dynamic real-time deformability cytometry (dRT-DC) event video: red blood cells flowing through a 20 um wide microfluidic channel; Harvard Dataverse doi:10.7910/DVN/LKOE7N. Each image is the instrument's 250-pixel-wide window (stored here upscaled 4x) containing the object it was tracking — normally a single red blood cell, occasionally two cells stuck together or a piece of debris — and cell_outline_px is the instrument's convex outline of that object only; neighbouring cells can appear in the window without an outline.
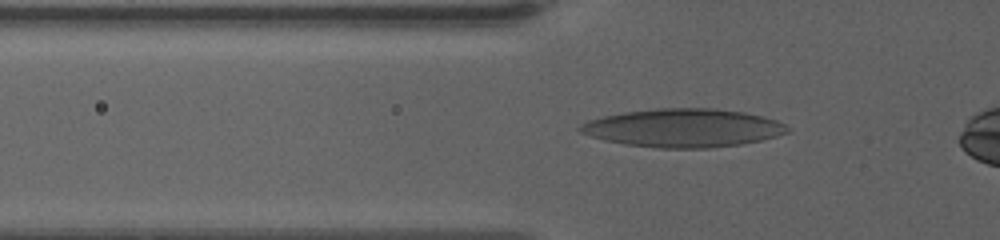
{"species": "human", "species_latin": "Homo sapiens", "temperature_condition": "warm", "stored_images_in_passage": 42, "camera_frame_rate_fps": 3000, "um_per_image_px": 0.085, "donor": {"sex": "female"}, "frame": {"image": 1, "passage_image": 8, "time_ms": 2.333, "image_size_px": [1000, 240], "cell_outline_px": [[788, 132], [776, 136], [760, 140], [740, 144], [708, 148], [660, 148], [628, 144], [604, 140], [580, 132], [576, 128], [580, 124], [588, 120], [604, 116], [624, 112], [656, 108], [716, 108], [744, 112], [764, 116], [776, 120], [784, 124], [788, 128]], "centroid_in_image_um": [58.06, 10.86], "position_along_channel_um": 67.7, "area_um2": 46.18}}
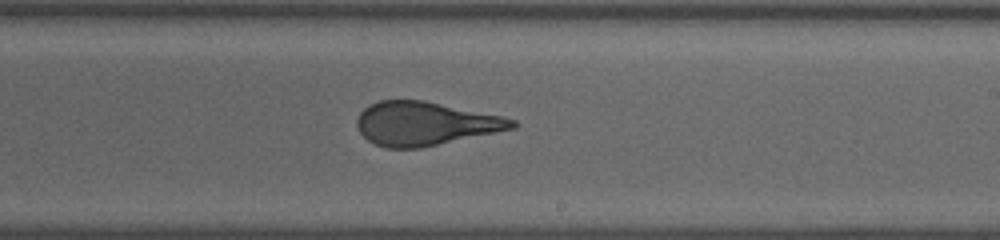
{"frame": {"image": 2, "passage_image": 24, "time_ms": 7.667, "image_size_px": [1000, 240], "cell_outline_px": [[520, 124], [516, 128], [420, 148], [384, 148], [368, 140], [360, 132], [356, 124], [356, 120], [360, 112], [368, 104], [380, 100], [424, 100], [500, 116], [516, 120]], "centroid_in_image_um": [36.11, 10.5], "position_along_channel_um": 252.9, "area_um2": 39.36}}
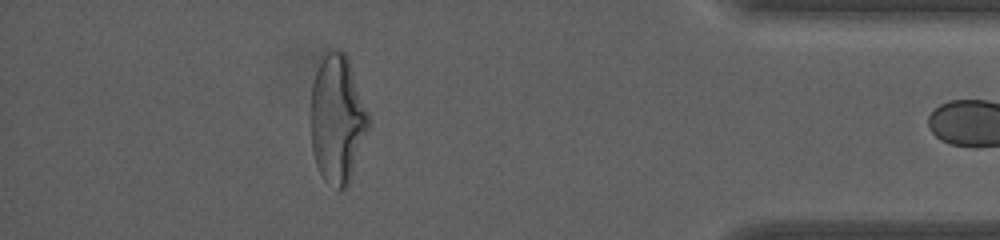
{"frame": {"image": 3, "passage_image": 40, "time_ms": 13.0, "image_size_px": [1000, 240], "cell_outline_px": [[368, 128], [348, 184], [340, 192], [324, 180], [316, 164], [312, 152], [312, 84], [316, 72], [320, 64], [328, 52], [332, 48], [340, 48], [348, 56], [368, 112]], "centroid_in_image_um": [28.67, 10.11], "position_along_channel_um": 406.5, "area_um2": 42.48}}